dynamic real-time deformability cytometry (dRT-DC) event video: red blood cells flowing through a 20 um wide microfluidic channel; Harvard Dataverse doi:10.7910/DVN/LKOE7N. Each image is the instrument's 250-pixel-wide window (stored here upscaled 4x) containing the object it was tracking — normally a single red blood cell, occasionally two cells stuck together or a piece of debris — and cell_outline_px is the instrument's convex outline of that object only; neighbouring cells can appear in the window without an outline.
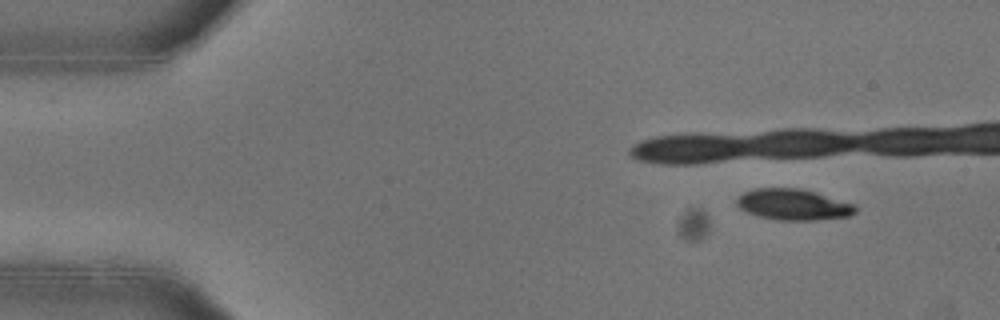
{"species": "common noctule bat (a hibernating species)", "species_latin": "Nyctalus noctula", "temperature_condition": "warm", "stored_images_in_passage": 10, "camera_frame_rate_fps": 3000, "um_per_image_px": 0.085, "animal": {"sex": "female"}, "frame": {"image": 1, "passage_image": 6, "time_ms": 1.667, "image_size_px": [1000, 320], "cell_outline_px": [[856, 212], [848, 216], [812, 220], [776, 220], [760, 216], [748, 212], [740, 208], [736, 204], [736, 200], [744, 192], [756, 188], [800, 188], [816, 192], [856, 204]], "centroid_in_image_um": [67.45, 17.38], "position_along_channel_um": 17.6, "area_um2": 21.39}}